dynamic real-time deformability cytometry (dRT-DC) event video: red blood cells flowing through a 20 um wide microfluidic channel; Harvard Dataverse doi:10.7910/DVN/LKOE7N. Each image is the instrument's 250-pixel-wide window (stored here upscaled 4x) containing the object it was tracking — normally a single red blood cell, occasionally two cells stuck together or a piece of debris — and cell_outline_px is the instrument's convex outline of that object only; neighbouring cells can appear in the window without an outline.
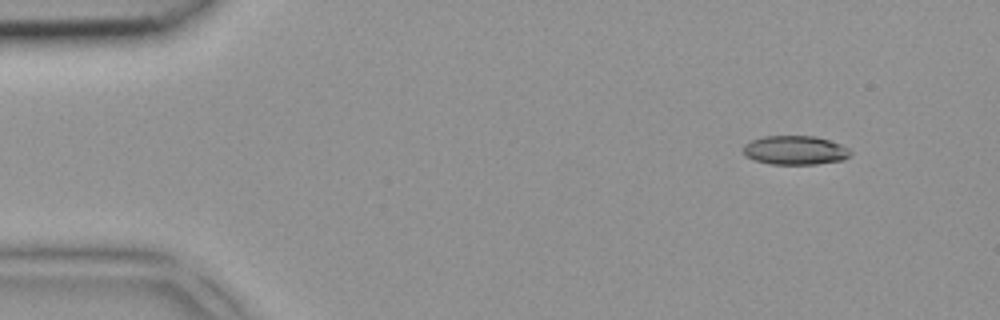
{"species": "common noctule bat (a hibernating species)", "species_latin": "Nyctalus noctula", "temperature_condition": "room temperature", "stored_images_in_passage": 4, "segment_of_instrument_passage": [2, 2], "camera_frame_rate_fps": 3000, "um_per_image_px": 0.085, "animal": {"sex": "female", "body_mass_g": 18.4}, "frame": {"image": 1, "passage_image": 4, "time_ms": 1.0, "image_size_px": [1000, 320], "cell_outline_px": [[852, 156], [844, 160], [816, 164], [768, 164], [744, 156], [744, 144], [752, 140], [764, 136], [816, 136], [840, 144], [848, 148], [852, 152]], "centroid_in_image_um": [67.61, 12.77], "position_along_channel_um": 17.4, "area_um2": 18.21}}